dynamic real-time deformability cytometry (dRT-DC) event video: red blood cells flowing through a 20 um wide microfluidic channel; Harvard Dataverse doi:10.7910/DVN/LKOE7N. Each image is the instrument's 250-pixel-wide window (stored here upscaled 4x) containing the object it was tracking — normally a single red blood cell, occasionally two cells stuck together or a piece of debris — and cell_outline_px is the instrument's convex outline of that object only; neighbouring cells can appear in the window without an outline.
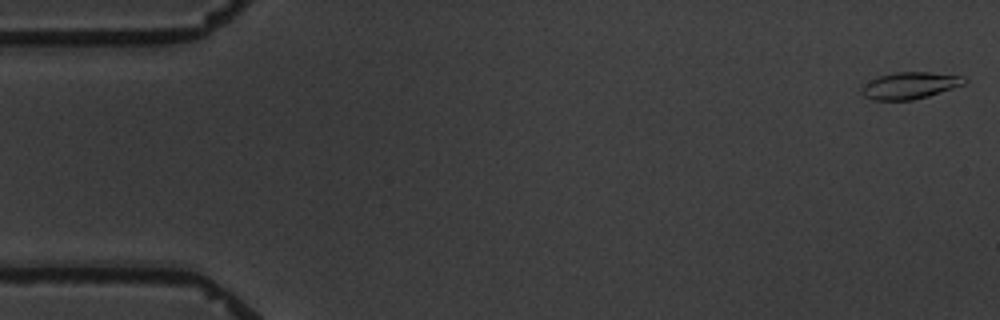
{"species": "common noctule bat (a hibernating species)", "species_latin": "Nyctalus noctula", "temperature_condition": "warm", "stored_images_in_passage": 6, "camera_frame_rate_fps": 3000, "um_per_image_px": 0.085, "animal": {"sex": "male", "body_mass_g": 19.5, "forearm_length_mm": 54.6}, "frame": {"image": 1, "passage_image": 1, "time_ms": 0.0, "image_size_px": [1000, 320], "cell_outline_px": [[968, 80], [964, 84], [928, 96], [912, 100], [872, 100], [864, 96], [860, 92], [860, 88], [864, 84], [876, 76], [896, 72], [928, 72], [964, 76]], "centroid_in_image_um": [77.3, 7.26], "position_along_channel_um": 7.7, "area_um2": 16.13}}
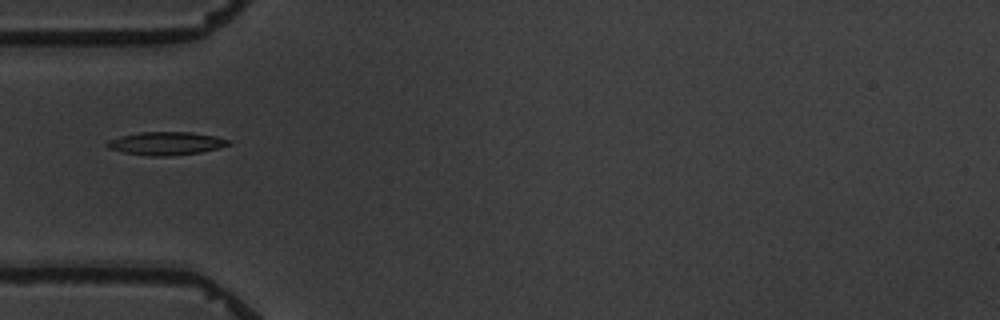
{"frame": {"image": 2, "passage_image": 6, "time_ms": 5.667, "image_size_px": [1000, 320], "cell_outline_px": [[232, 144], [220, 148], [200, 152], [164, 156], [152, 156], [124, 152], [108, 148], [104, 144], [108, 140], [120, 136], [140, 132], [192, 132], [216, 136], [232, 140]], "centroid_in_image_um": [14.15, 12.18], "position_along_channel_um": 70.8, "area_um2": 16.42}}